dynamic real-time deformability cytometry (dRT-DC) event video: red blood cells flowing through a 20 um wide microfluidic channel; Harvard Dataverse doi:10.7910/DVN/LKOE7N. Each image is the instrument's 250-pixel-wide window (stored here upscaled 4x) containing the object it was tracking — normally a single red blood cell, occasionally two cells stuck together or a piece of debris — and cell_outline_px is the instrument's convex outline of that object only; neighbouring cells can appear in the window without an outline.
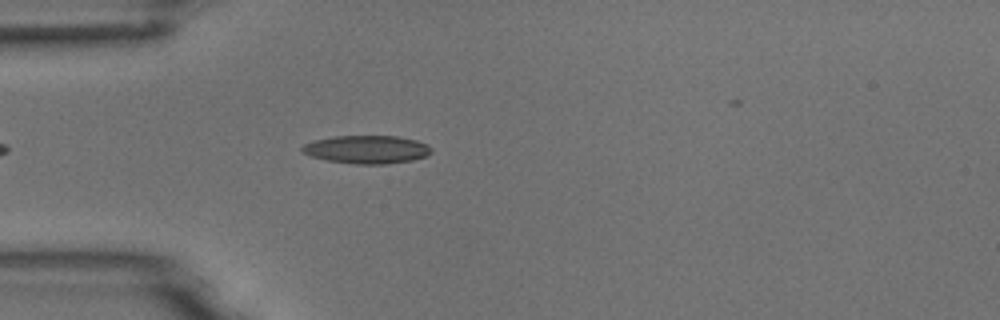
{"species": "common noctule bat (a hibernating species)", "species_latin": "Nyctalus noctula", "temperature_condition": "room temperature", "stored_images_in_passage": 42, "camera_frame_rate_fps": 3000, "um_per_image_px": 0.085, "animal": {"sex": "male", "body_mass_g": 18.8}, "frame": {"image": 1, "passage_image": 7, "time_ms": 2.0, "image_size_px": [1000, 320], "cell_outline_px": [[432, 152], [424, 156], [412, 160], [384, 164], [356, 164], [328, 160], [312, 156], [304, 152], [300, 148], [304, 144], [312, 140], [336, 136], [396, 136], [416, 140], [428, 144], [432, 148]], "centroid_in_image_um": [31.19, 12.69], "position_along_channel_um": 53.8, "area_um2": 21.04}}
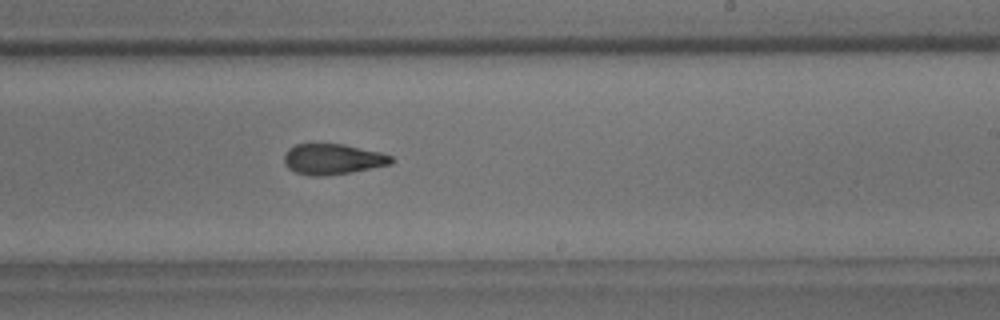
{"frame": {"image": 2, "passage_image": 24, "time_ms": 7.667, "image_size_px": [1000, 320], "cell_outline_px": [[396, 160], [392, 164], [352, 172], [328, 176], [308, 176], [296, 172], [288, 168], [284, 164], [284, 156], [288, 148], [296, 144], [312, 140], [344, 144], [380, 152], [392, 156]], "centroid_in_image_um": [28.25, 13.49], "position_along_channel_um": 260.8, "area_um2": 20.06}, "authors_computed_cell_mechanics": {"area_um2": 19.7965, "velocity_mm_per_s": 3.7598, "shape_relaxation_time_tau1_ms": null, "shape_relaxation_time_tau2_ms": 3.0024, "deformation_change_tau1": null, "deformation_change_tau2": 0.109}}